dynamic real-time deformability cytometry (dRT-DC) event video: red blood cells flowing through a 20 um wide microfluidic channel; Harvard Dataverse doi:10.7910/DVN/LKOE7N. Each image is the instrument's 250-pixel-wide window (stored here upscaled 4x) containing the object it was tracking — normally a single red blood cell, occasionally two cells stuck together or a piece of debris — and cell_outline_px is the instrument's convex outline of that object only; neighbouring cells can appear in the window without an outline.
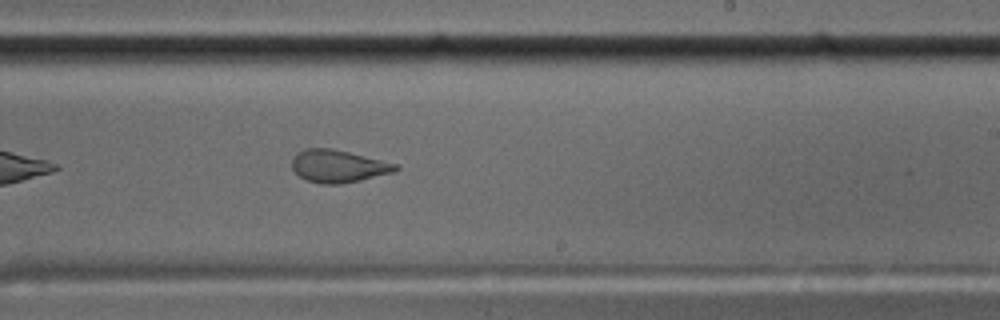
{"species": "common noctule bat (a hibernating species)", "species_latin": "Nyctalus noctula", "temperature_condition": "cold", "stored_images_in_passage": 35, "camera_frame_rate_fps": 3000, "um_per_image_px": 0.085, "animal": {"sex": "male", "body_mass_g": 17.5, "forearm_length_mm": 52.3}, "frame": {"image": 1, "passage_image": 20, "time_ms": 6.333, "image_size_px": [1000, 320], "cell_outline_px": [[400, 168], [392, 172], [360, 180], [340, 184], [320, 184], [308, 180], [300, 176], [292, 168], [292, 160], [300, 152], [308, 148], [332, 148], [396, 164]], "centroid_in_image_um": [28.73, 14.13], "position_along_channel_um": 260.3, "area_um2": 19.13}}